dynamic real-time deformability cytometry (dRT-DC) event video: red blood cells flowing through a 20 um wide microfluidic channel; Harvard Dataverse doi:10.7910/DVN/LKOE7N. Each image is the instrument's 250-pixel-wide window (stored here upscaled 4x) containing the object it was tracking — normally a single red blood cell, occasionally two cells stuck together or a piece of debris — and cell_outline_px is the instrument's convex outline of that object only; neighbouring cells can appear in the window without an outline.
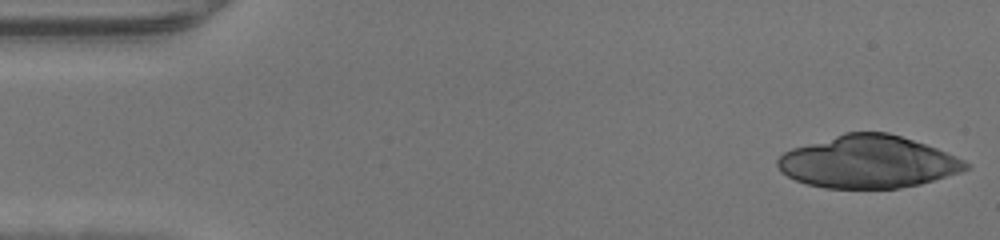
{"species": "human", "species_latin": "Homo sapiens", "temperature_condition": "warm", "stored_images_in_passage": 34, "camera_frame_rate_fps": 3000, "um_per_image_px": 0.085, "donor": {"sex": "male"}, "frame": {"image": 1, "passage_image": 1, "time_ms": 0.0, "image_size_px": [1000, 240], "cell_outline_px": [[972, 164], [968, 168], [960, 172], [920, 184], [900, 188], [824, 188], [808, 184], [796, 180], [780, 172], [776, 164], [776, 160], [784, 152], [792, 148], [844, 132], [888, 132], [936, 148], [964, 160]], "centroid_in_image_um": [73.76, 13.76], "position_along_channel_um": 11.2, "area_um2": 57.34}}